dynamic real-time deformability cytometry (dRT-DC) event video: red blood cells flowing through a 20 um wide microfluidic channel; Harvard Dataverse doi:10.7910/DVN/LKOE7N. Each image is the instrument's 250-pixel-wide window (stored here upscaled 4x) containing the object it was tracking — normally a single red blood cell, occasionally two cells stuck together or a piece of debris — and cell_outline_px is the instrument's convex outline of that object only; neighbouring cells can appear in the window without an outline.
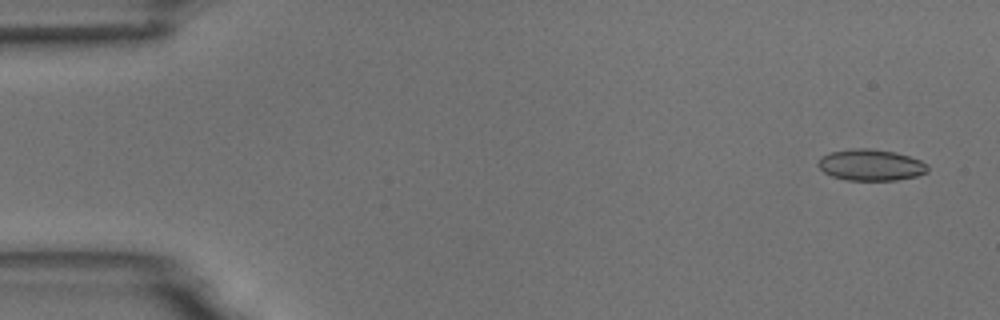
{"species": "common noctule bat (a hibernating species)", "species_latin": "Nyctalus noctula", "temperature_condition": "room temperature", "stored_images_in_passage": 8, "camera_frame_rate_fps": 3000, "um_per_image_px": 0.085, "animal": {"sex": "male", "body_mass_g": 18.8}, "frame": {"image": 1, "passage_image": 1, "time_ms": 0.0, "image_size_px": [1000, 320], "cell_outline_px": [[928, 172], [916, 176], [896, 180], [844, 180], [832, 176], [824, 172], [816, 164], [820, 156], [832, 152], [856, 148], [868, 148], [896, 152], [920, 160], [928, 164]], "centroid_in_image_um": [74.01, 14.02], "position_along_channel_um": 11.0, "area_um2": 20.06}}
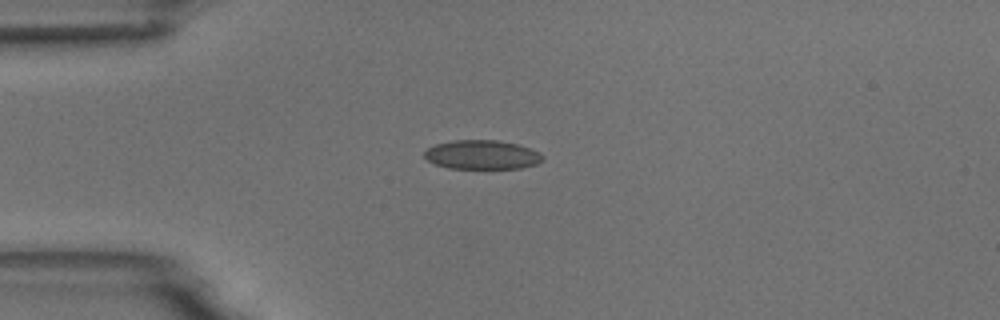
{"frame": {"image": 2, "passage_image": 4, "time_ms": 3.667, "image_size_px": [1000, 320], "cell_outline_px": [[544, 160], [536, 164], [520, 168], [448, 168], [436, 164], [428, 160], [424, 156], [424, 152], [428, 148], [436, 144], [452, 140], [500, 140], [516, 144], [540, 152], [544, 156]], "centroid_in_image_um": [40.99, 13.15], "position_along_channel_um": 44.0, "area_um2": 20.0}}